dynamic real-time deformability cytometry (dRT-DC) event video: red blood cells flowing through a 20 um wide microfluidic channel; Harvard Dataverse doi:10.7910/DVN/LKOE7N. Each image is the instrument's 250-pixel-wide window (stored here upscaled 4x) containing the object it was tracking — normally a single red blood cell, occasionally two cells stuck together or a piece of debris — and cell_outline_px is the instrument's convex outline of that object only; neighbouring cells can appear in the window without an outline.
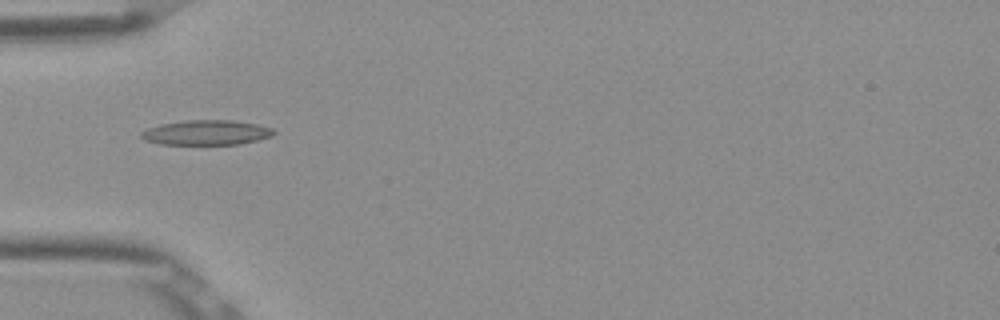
{"species": "Egyptian fruit bat (a non-hibernating species)", "species_latin": "Rousettus aegyptiacus", "temperature_condition": "room temperature", "stored_images_in_passage": 8, "camera_frame_rate_fps": 3000, "um_per_image_px": 0.085, "frame": {"image": 1, "passage_image": 5, "time_ms": 1.333, "image_size_px": [1000, 320], "cell_outline_px": [[276, 132], [272, 136], [256, 140], [236, 144], [160, 144], [144, 140], [140, 136], [140, 132], [148, 128], [160, 124], [188, 120], [232, 120], [256, 124], [272, 128]], "centroid_in_image_um": [17.52, 11.26], "position_along_channel_um": 67.5, "area_um2": 19.07}}
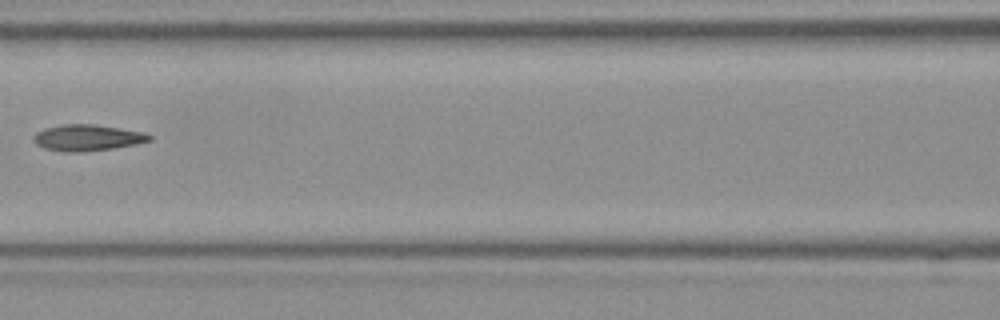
{"frame": {"image": 2, "passage_image": 7, "time_ms": 2.0, "image_size_px": [1000, 320], "cell_outline_px": [[152, 140], [136, 144], [112, 148], [80, 152], [64, 152], [44, 148], [36, 144], [32, 140], [32, 136], [36, 132], [44, 128], [64, 124], [92, 124], [120, 128], [144, 132], [152, 136]], "centroid_in_image_um": [7.39, 11.7], "position_along_channel_um": 159.2, "area_um2": 17.74}}
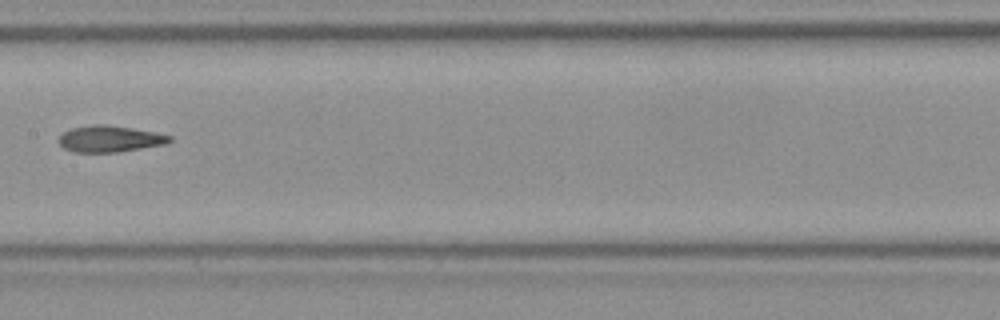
{"frame": {"image": 3, "passage_image": 8, "time_ms": 2.333, "image_size_px": [1000, 320], "cell_outline_px": [[172, 140], [168, 144], [116, 152], [72, 152], [64, 148], [56, 140], [64, 132], [72, 128], [96, 124], [104, 124], [132, 128], [156, 132], [172, 136]], "centroid_in_image_um": [9.35, 11.8], "position_along_channel_um": 198.1, "area_um2": 17.11}}